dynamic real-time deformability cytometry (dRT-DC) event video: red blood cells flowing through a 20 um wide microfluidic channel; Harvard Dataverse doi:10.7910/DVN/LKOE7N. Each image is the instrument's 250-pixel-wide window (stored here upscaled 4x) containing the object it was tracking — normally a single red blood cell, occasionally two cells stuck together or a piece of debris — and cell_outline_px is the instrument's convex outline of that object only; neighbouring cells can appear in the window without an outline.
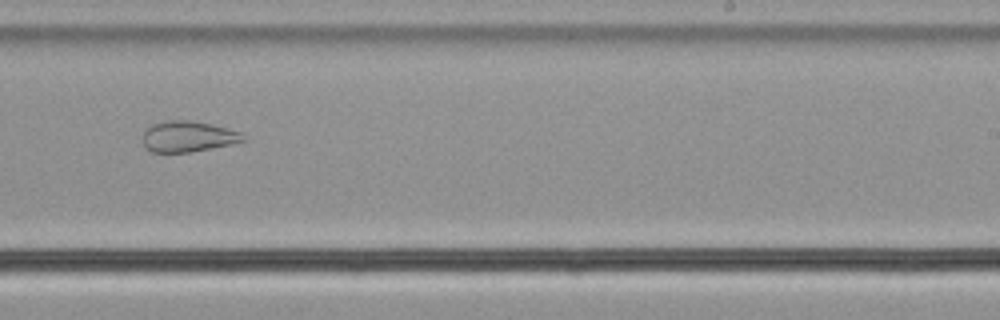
{"species": "common noctule bat (a hibernating species)", "species_latin": "Nyctalus noctula", "temperature_condition": "cold", "stored_images_in_passage": 43, "camera_frame_rate_fps": 3000, "um_per_image_px": 0.085, "animal": {"sex": "male", "body_mass_g": 21.5, "forearm_length_mm": 52.0}, "frame": {"image": 1, "passage_image": 23, "time_ms": 7.333, "image_size_px": [1000, 320], "cell_outline_px": [[248, 140], [232, 144], [188, 152], [152, 152], [144, 144], [144, 128], [152, 124], [168, 120], [192, 120], [212, 124], [228, 128], [240, 132]], "centroid_in_image_um": [16.0, 11.58], "position_along_channel_um": 273.0, "area_um2": 18.03}}
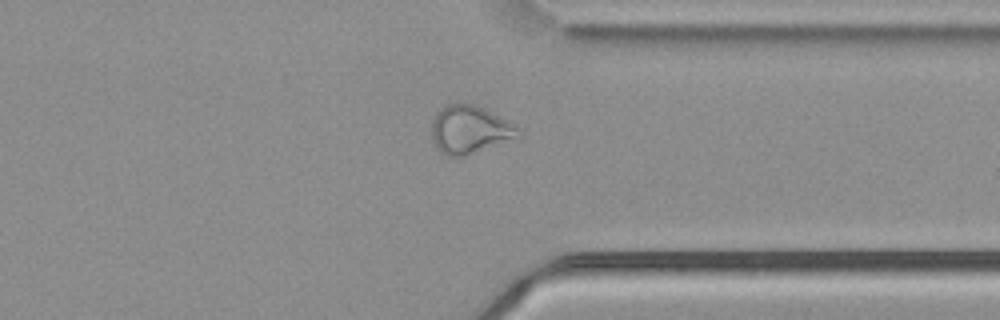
{"frame": {"image": 2, "passage_image": 31, "time_ms": 10.0, "image_size_px": [1000, 320], "cell_outline_px": [[524, 136], [520, 140], [460, 156], [448, 156], [440, 152], [436, 148], [432, 140], [432, 120], [440, 108], [444, 104], [460, 100], [472, 104], [516, 124]], "centroid_in_image_um": [39.98, 11.01], "position_along_channel_um": 371.4, "area_um2": 25.03}}
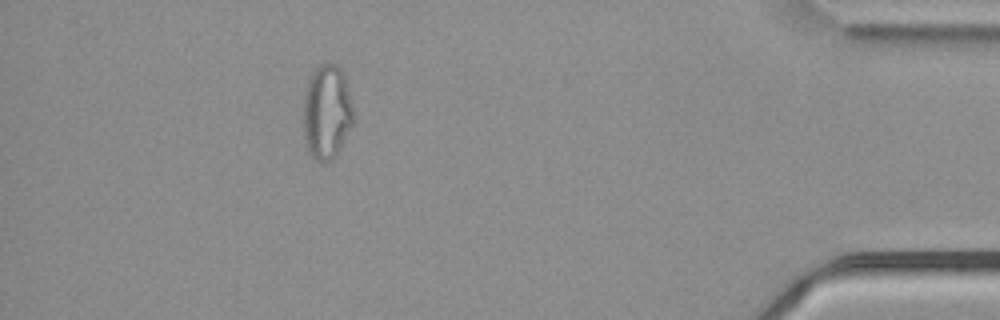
{"frame": {"image": 3, "passage_image": 38, "time_ms": 12.333, "image_size_px": [1000, 320], "cell_outline_px": [[356, 120], [332, 160], [324, 164], [320, 164], [308, 152], [304, 140], [304, 92], [308, 80], [312, 72], [320, 64], [328, 60], [336, 64], [344, 72], [356, 116]], "centroid_in_image_um": [27.8, 9.5], "position_along_channel_um": 407.4, "area_um2": 28.44}, "authors_computed_cell_mechanics": {"area_um2": 25.0274, "velocity_mm_per_s": 3.7338, "shape_relaxation_time_tau1_ms": null, "shape_relaxation_time_tau2_ms": 2.1812, "deformation_change_tau1": null, "deformation_change_tau2": 0.0892}}